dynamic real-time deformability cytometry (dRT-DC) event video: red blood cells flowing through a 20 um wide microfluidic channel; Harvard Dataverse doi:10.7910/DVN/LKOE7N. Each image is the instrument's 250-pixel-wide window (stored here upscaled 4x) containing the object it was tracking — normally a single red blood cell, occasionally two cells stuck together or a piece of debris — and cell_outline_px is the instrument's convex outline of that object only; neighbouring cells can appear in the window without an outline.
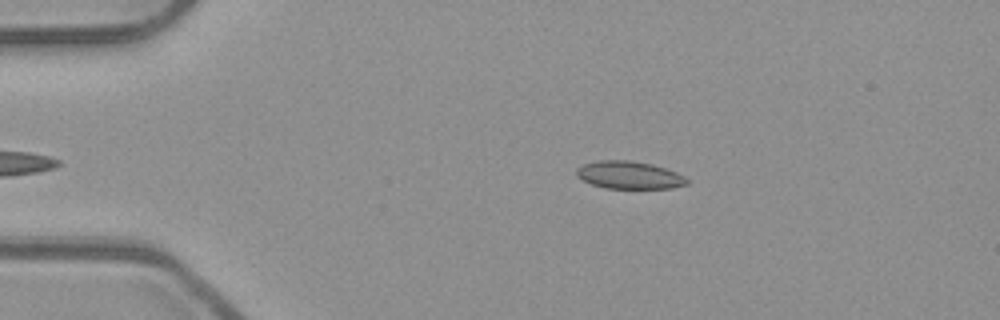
{"species": "common noctule bat (a hibernating species)", "species_latin": "Nyctalus noctula", "temperature_condition": "room temperature", "stored_images_in_passage": 39, "camera_frame_rate_fps": 3000, "um_per_image_px": 0.085, "animal": {"sex": "male", "body_mass_g": 23.1, "forearm_length_mm": 52.7}, "frame": {"image": 1, "passage_image": 4, "time_ms": 1.0, "image_size_px": [1000, 320], "cell_outline_px": [[688, 184], [672, 188], [604, 188], [592, 184], [576, 176], [576, 168], [584, 164], [600, 160], [628, 160], [652, 164], [676, 172], [684, 176], [688, 180]], "centroid_in_image_um": [53.48, 14.88], "position_along_channel_um": 31.5, "area_um2": 17.69}}
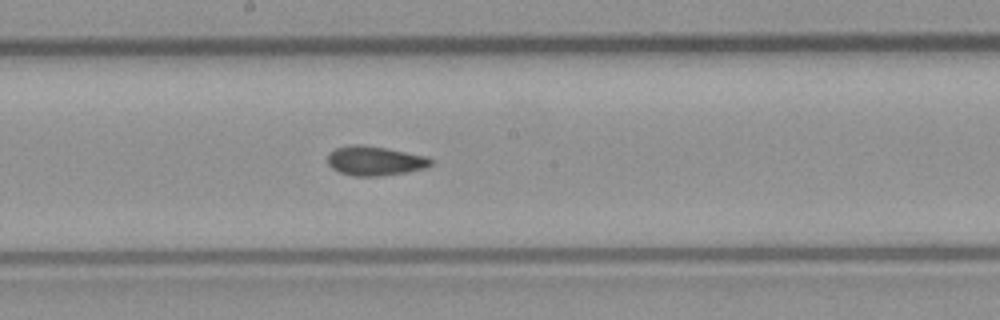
{"frame": {"image": 2, "passage_image": 22, "time_ms": 7.0, "image_size_px": [1000, 320], "cell_outline_px": [[432, 164], [424, 168], [408, 172], [380, 176], [352, 176], [340, 172], [332, 168], [328, 164], [328, 156], [336, 148], [352, 144], [356, 144], [384, 148], [428, 156], [432, 160]], "centroid_in_image_um": [31.88, 13.68], "position_along_channel_um": 216.3, "area_um2": 17.51}}
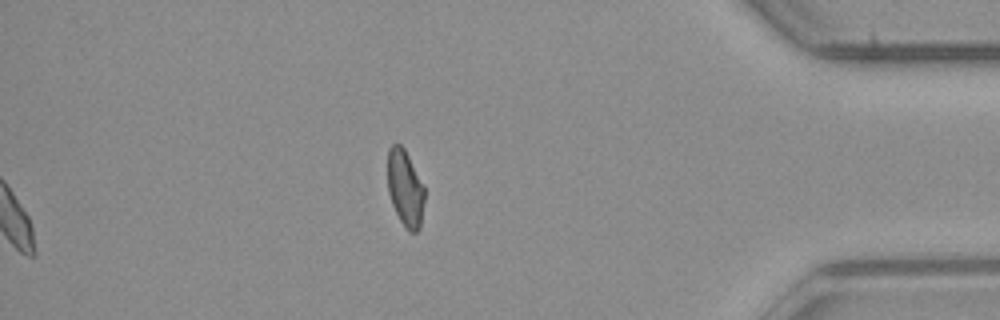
{"frame": {"image": 3, "passage_image": 39, "time_ms": 12.667, "image_size_px": [1000, 320], "cell_outline_px": [[424, 200], [420, 228], [416, 232], [408, 232], [400, 220], [392, 204], [388, 192], [388, 148], [392, 144], [400, 144], [404, 148], [424, 184]], "centroid_in_image_um": [34.44, 16.0], "position_along_channel_um": 400.8, "area_um2": 16.53}, "authors_computed_cell_mechanics": {"area_um2": 17.5134, "velocity_mm_per_s": 3.9606, "shape_relaxation_time_tau1_ms": null, "shape_relaxation_time_tau2_ms": 2.6306, "deformation_change_tau1": null, "deformation_change_tau2": 0.0571}}